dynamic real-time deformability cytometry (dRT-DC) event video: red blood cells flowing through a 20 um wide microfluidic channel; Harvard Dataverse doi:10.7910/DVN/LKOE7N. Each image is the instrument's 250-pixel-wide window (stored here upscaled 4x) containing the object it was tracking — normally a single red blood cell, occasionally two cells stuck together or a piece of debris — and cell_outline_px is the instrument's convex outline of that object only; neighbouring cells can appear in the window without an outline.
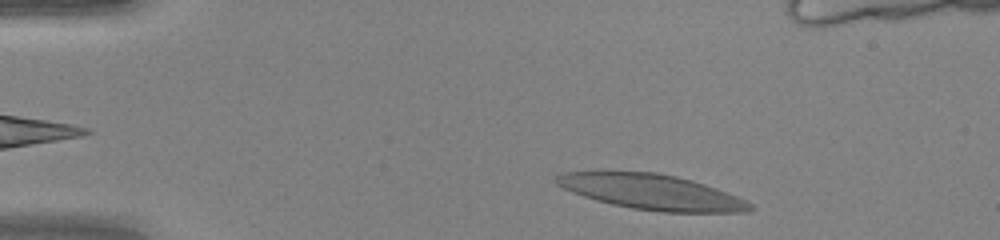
{"species": "human", "species_latin": "Homo sapiens", "temperature_condition": "warm", "stored_images_in_passage": 44, "camera_frame_rate_fps": 3000, "um_per_image_px": 0.085, "donor": {"sex": "female"}, "frame": {"image": 1, "passage_image": 3, "time_ms": 0.667, "image_size_px": [1000, 240], "cell_outline_px": [[756, 208], [748, 212], [660, 212], [632, 208], [612, 204], [596, 200], [572, 192], [556, 184], [556, 176], [560, 172], [656, 172], [676, 176], [692, 180], [704, 184], [748, 200]], "centroid_in_image_um": [55.43, 16.32], "position_along_channel_um": 29.6, "area_um2": 39.59}}
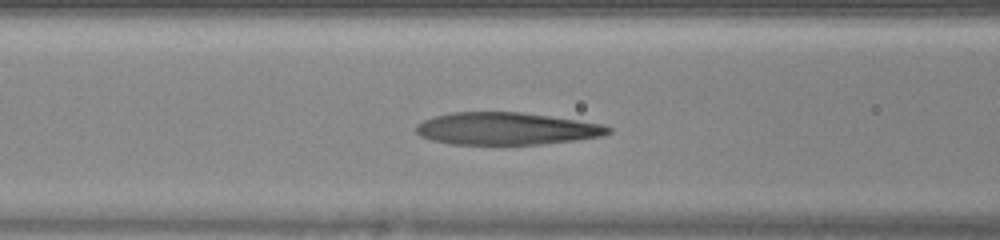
{"frame": {"image": 2, "passage_image": 15, "time_ms": 4.667, "image_size_px": [1000, 240], "cell_outline_px": [[612, 132], [604, 136], [576, 140], [540, 144], [452, 144], [432, 140], [420, 136], [416, 132], [416, 124], [424, 120], [436, 116], [452, 112], [520, 112], [604, 124], [612, 128]], "centroid_in_image_um": [43.07, 10.94], "position_along_channel_um": 123.5, "area_um2": 36.13}}
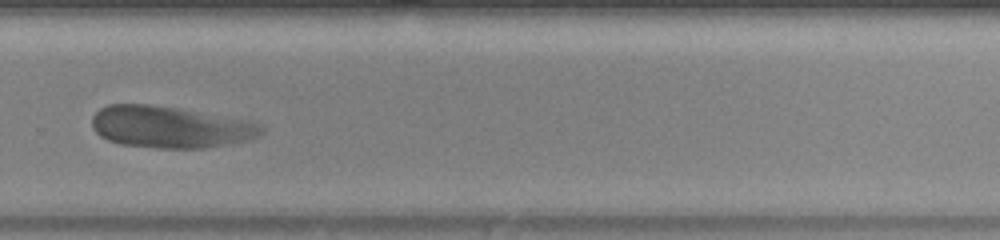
{"frame": {"image": 3, "passage_image": 29, "time_ms": 9.333, "image_size_px": [1000, 240], "cell_outline_px": [[264, 132], [260, 136], [228, 144], [204, 148], [160, 148], [120, 144], [108, 140], [100, 136], [92, 128], [92, 116], [100, 108], [108, 104], [152, 104], [252, 120], [264, 124]], "centroid_in_image_um": [14.5, 10.79], "position_along_channel_um": 315.3, "area_um2": 41.56}}